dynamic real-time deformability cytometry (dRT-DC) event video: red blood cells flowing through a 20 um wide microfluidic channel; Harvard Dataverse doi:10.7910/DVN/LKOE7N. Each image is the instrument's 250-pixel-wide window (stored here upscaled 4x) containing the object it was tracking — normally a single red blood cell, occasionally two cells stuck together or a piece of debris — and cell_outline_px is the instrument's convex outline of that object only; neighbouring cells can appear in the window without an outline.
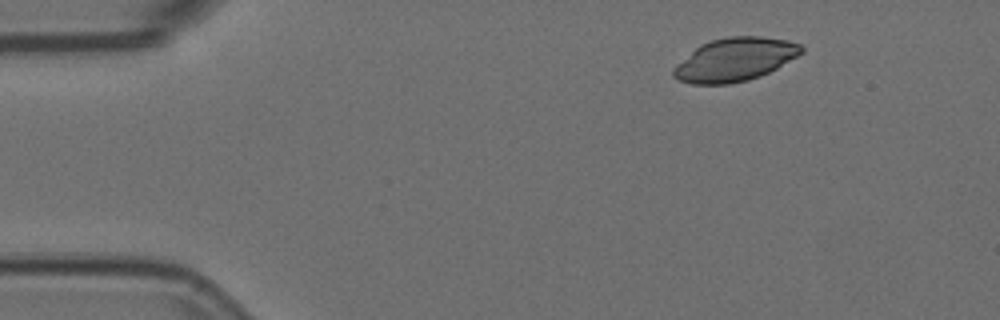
{"species": "Egyptian fruit bat (a non-hibernating species)", "species_latin": "Rousettus aegyptiacus", "temperature_condition": "room temperature", "stored_images_in_passage": 3, "camera_frame_rate_fps": 3000, "um_per_image_px": 0.085, "animal": {"sex": "female"}, "frame": {"image": 1, "passage_image": 1, "time_ms": 0.0, "image_size_px": [1000, 320], "cell_outline_px": [[804, 52], [776, 68], [760, 76], [748, 80], [728, 84], [692, 84], [676, 80], [672, 76], [672, 68], [676, 64], [700, 44], [712, 40], [728, 36], [760, 36], [788, 40], [800, 44], [804, 48]], "centroid_in_image_um": [62.43, 5.06], "position_along_channel_um": 22.6, "area_um2": 32.37}}